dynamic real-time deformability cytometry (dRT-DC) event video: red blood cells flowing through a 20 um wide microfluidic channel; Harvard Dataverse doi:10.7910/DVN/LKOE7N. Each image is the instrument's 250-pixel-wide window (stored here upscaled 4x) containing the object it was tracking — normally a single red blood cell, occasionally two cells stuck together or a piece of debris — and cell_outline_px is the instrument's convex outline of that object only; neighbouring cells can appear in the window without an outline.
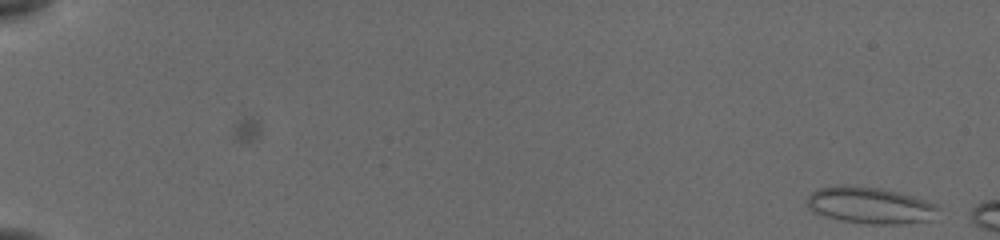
{"species": "common noctule bat (a hibernating species)", "species_latin": "Nyctalus noctula", "temperature_condition": "cold", "stored_images_in_passage": 32, "camera_frame_rate_fps": 3000, "um_per_image_px": 0.085, "animal": {"sex": "female", "body_mass_g": 19.5, "forearm_length_mm": 54.1}, "frame": {"image": 1, "passage_image": 1, "time_ms": 0.0, "image_size_px": [1000, 240], "cell_outline_px": [[940, 208], [928, 220], [900, 224], [872, 224], [844, 220], [824, 216], [812, 212], [804, 204], [808, 196], [812, 192], [820, 188], [840, 184], [844, 184], [880, 188], [912, 196], [936, 204]], "centroid_in_image_um": [73.87, 17.44], "position_along_channel_um": 11.1, "area_um2": 27.8}}
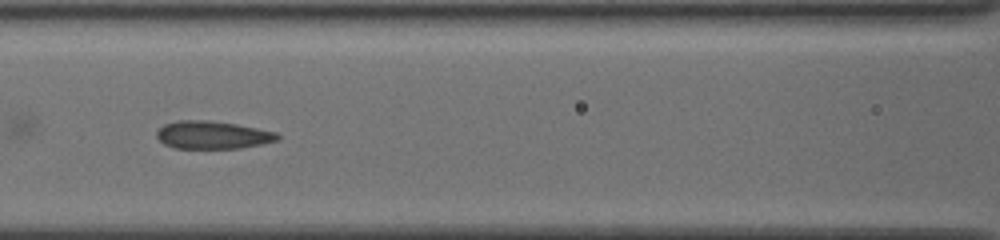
{"frame": {"image": 2, "passage_image": 26, "time_ms": 8.333, "image_size_px": [1000, 240], "cell_outline_px": [[280, 140], [240, 148], [176, 148], [164, 144], [156, 136], [156, 132], [164, 124], [176, 120], [208, 120], [236, 124], [276, 132], [280, 136]], "centroid_in_image_um": [18.06, 11.46], "position_along_channel_um": 148.5, "area_um2": 19.54}}
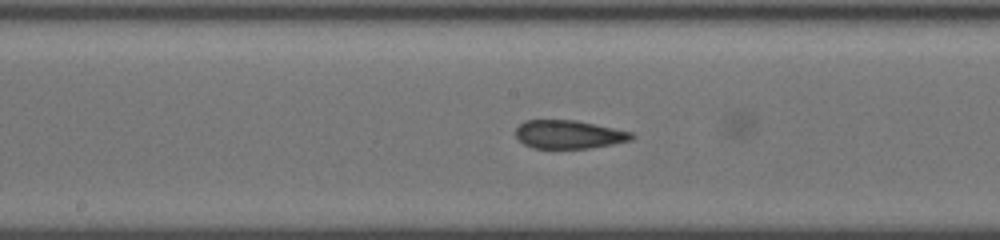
{"frame": {"image": 3, "passage_image": 30, "time_ms": 9.667, "image_size_px": [1000, 240], "cell_outline_px": [[636, 136], [632, 140], [592, 148], [532, 148], [524, 144], [516, 136], [516, 128], [524, 120], [576, 120], [632, 132]], "centroid_in_image_um": [48.36, 11.43], "position_along_channel_um": 199.8, "area_um2": 19.19}}